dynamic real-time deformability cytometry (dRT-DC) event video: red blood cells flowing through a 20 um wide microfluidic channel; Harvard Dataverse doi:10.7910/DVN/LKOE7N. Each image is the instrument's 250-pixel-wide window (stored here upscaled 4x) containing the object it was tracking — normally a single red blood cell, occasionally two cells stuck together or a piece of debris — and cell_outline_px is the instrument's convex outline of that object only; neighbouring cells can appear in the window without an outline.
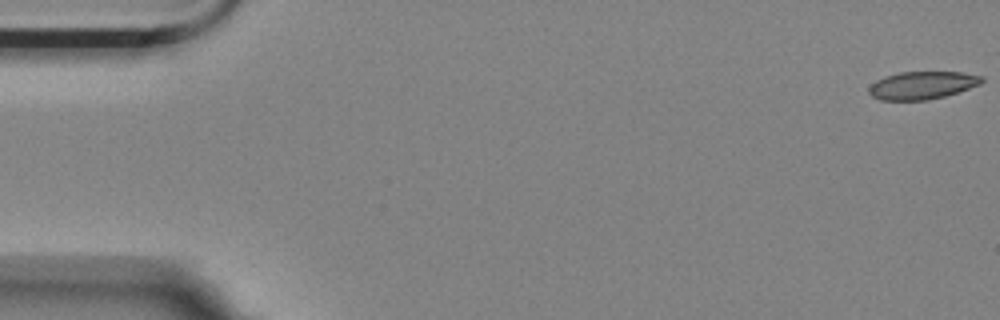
{"species": "Egyptian fruit bat (a non-hibernating species)", "species_latin": "Rousettus aegyptiacus", "temperature_condition": "room temperature", "stored_images_in_passage": 23, "camera_frame_rate_fps": 3000, "um_per_image_px": 0.085, "animal": {"sex": "female"}, "frame": {"image": 1, "passage_image": 1, "time_ms": 0.0, "image_size_px": [1000, 320], "cell_outline_px": [[984, 80], [980, 84], [944, 96], [928, 100], [880, 100], [872, 96], [868, 92], [868, 88], [876, 80], [884, 76], [900, 72], [960, 72], [984, 76]], "centroid_in_image_um": [78.36, 7.24], "position_along_channel_um": 6.6, "area_um2": 18.21}}
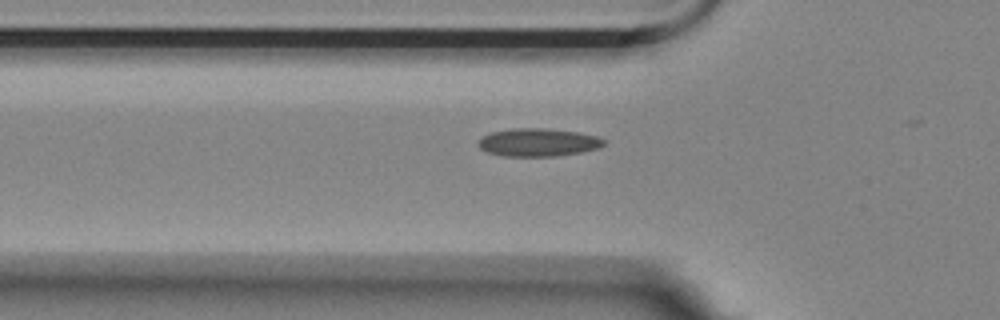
{"frame": {"image": 2, "passage_image": 19, "time_ms": 6.0, "image_size_px": [1000, 320], "cell_outline_px": [[604, 144], [600, 148], [580, 152], [556, 156], [504, 156], [488, 152], [480, 148], [480, 140], [484, 136], [492, 132], [512, 128], [548, 128], [576, 132], [596, 136], [604, 140]], "centroid_in_image_um": [45.76, 12.1], "position_along_channel_um": 80.0, "area_um2": 20.23}}
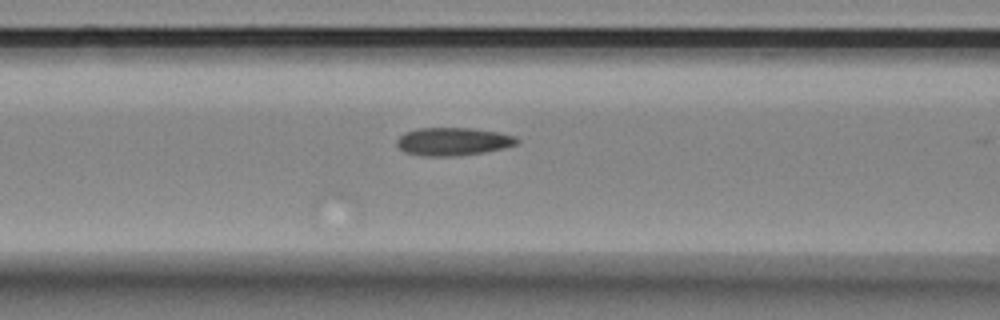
{"frame": {"image": 3, "passage_image": 23, "time_ms": 7.333, "image_size_px": [1000, 320], "cell_outline_px": [[520, 140], [516, 144], [504, 148], [484, 152], [456, 156], [420, 156], [404, 152], [396, 144], [396, 140], [404, 132], [416, 128], [472, 128], [500, 132], [516, 136]], "centroid_in_image_um": [38.5, 12.02], "position_along_channel_um": 128.1, "area_um2": 19.83}}